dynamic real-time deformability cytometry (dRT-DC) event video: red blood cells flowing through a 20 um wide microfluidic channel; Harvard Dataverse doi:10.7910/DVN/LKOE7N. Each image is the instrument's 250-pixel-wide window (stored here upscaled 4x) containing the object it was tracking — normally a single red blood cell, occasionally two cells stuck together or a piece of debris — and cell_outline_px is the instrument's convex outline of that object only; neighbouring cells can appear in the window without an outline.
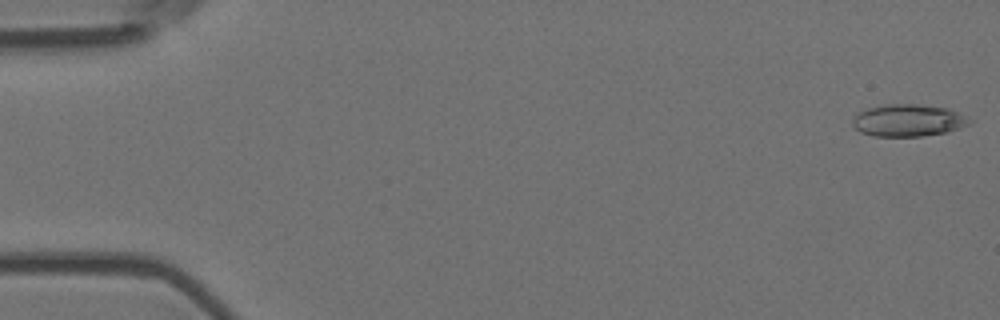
{"species": "Egyptian fruit bat (a non-hibernating species)", "species_latin": "Rousettus aegyptiacus", "temperature_condition": "room temperature", "stored_images_in_passage": 55, "camera_frame_rate_fps": 3000, "um_per_image_px": 0.085, "animal": {"sex": "female"}, "frame": {"image": 1, "passage_image": 1, "time_ms": 0.0, "image_size_px": [1000, 320], "cell_outline_px": [[972, 124], [948, 132], [920, 136], [872, 136], [860, 132], [852, 124], [852, 120], [860, 112], [868, 108], [884, 104], [916, 104], [948, 108], [960, 112], [968, 116], [972, 120]], "centroid_in_image_um": [77.26, 10.23], "position_along_channel_um": 7.7, "area_um2": 22.08}}
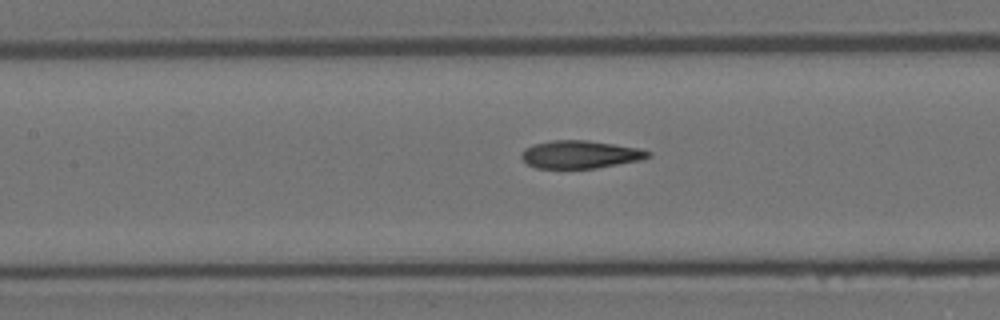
{"frame": {"image": 2, "passage_image": 25, "time_ms": 8.0, "image_size_px": [1000, 320], "cell_outline_px": [[652, 156], [640, 160], [596, 168], [536, 168], [528, 164], [520, 156], [520, 152], [524, 148], [532, 144], [552, 140], [588, 140], [640, 148], [652, 152]], "centroid_in_image_um": [49.31, 13.12], "position_along_channel_um": 158.1, "area_um2": 20.69}}
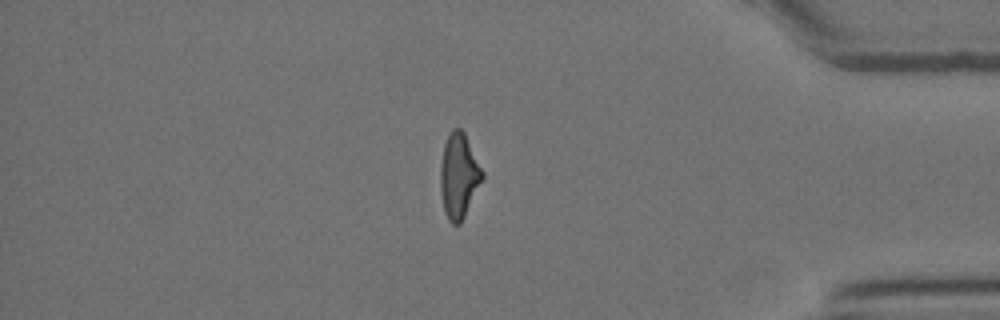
{"frame": {"image": 3, "passage_image": 47, "time_ms": 15.333, "image_size_px": [1000, 320], "cell_outline_px": [[484, 176], [460, 224], [452, 224], [448, 220], [444, 212], [440, 192], [440, 168], [444, 144], [452, 128], [460, 128], [464, 132], [484, 172]], "centroid_in_image_um": [38.99, 14.94], "position_along_channel_um": 396.2, "area_um2": 20.63}, "authors_computed_cell_mechanics": {"area_um2": 21.097, "velocity_mm_per_s": 3.6692, "shape_relaxation_time_tau1_ms": 8.975, "shape_relaxation_time_tau2_ms": 2.2275, "deformation_change_tau1": 0.221, "deformation_change_tau2": 0.1058}}